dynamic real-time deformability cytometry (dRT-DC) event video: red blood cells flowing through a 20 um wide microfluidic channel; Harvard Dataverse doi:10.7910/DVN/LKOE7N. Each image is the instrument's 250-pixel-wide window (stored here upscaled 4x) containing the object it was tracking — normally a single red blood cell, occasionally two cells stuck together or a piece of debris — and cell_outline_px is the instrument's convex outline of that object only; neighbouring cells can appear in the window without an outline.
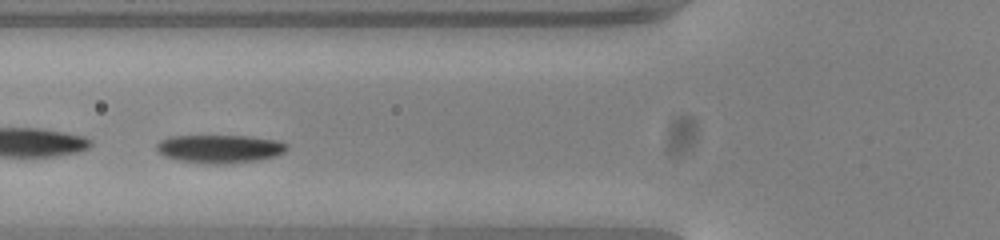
{"species": "common noctule bat (a hibernating species)", "species_latin": "Nyctalus noctula", "temperature_condition": "warm", "stored_images_in_passage": 43, "camera_frame_rate_fps": 3000, "um_per_image_px": 0.085, "animal": {"sex": "female", "body_mass_g": 23.0, "forearm_length_mm": 53.4}, "frame": {"image": 1, "passage_image": 11, "time_ms": 3.333, "image_size_px": [1000, 240], "cell_outline_px": [[288, 148], [284, 152], [276, 156], [256, 160], [216, 164], [180, 160], [164, 156], [156, 152], [156, 144], [160, 140], [168, 136], [248, 136], [276, 140], [288, 144]], "centroid_in_image_um": [18.65, 12.63], "position_along_channel_um": 107.2, "area_um2": 21.27}}
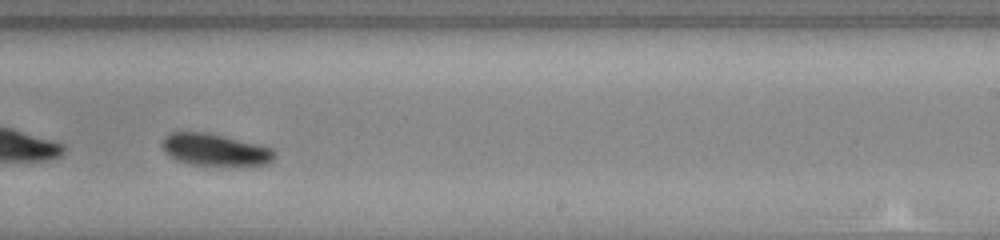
{"frame": {"image": 2, "passage_image": 24, "time_ms": 7.667, "image_size_px": [1000, 240], "cell_outline_px": [[276, 156], [268, 164], [192, 164], [176, 160], [160, 144], [164, 136], [172, 132], [204, 132], [260, 144], [272, 148], [276, 152]], "centroid_in_image_um": [18.29, 12.7], "position_along_channel_um": 270.7, "area_um2": 20.46}}
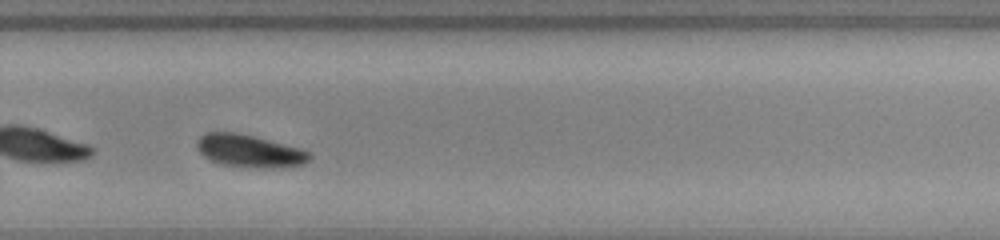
{"frame": {"image": 3, "passage_image": 27, "time_ms": 8.667, "image_size_px": [1000, 240], "cell_outline_px": [[312, 156], [304, 164], [272, 168], [244, 168], [220, 164], [204, 156], [196, 148], [196, 140], [200, 136], [208, 132], [236, 132], [300, 148], [308, 152]], "centroid_in_image_um": [21.16, 12.84], "position_along_channel_um": 308.6, "area_um2": 21.39}, "authors_computed_cell_mechanics": {"area_um2": 21.386, "velocity_mm_per_s": 3.7843, "shape_relaxation_time_tau1_ms": 1.3754, "shape_relaxation_time_tau2_ms": null, "deformation_change_tau1": 0.1117, "deformation_change_tau2": null}}